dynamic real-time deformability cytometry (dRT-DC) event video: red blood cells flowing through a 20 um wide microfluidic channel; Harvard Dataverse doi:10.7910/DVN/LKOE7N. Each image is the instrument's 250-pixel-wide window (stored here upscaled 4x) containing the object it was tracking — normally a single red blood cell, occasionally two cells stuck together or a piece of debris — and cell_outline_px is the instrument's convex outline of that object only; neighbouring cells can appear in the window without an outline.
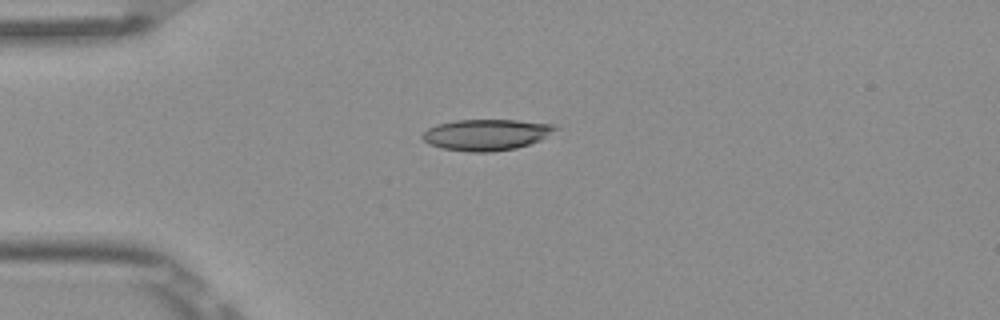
{"species": "Egyptian fruit bat (a non-hibernating species)", "species_latin": "Rousettus aegyptiacus", "temperature_condition": "room temperature", "stored_images_in_passage": 4, "camera_frame_rate_fps": 3000, "um_per_image_px": 0.085, "frame": {"image": 1, "passage_image": 4, "time_ms": 1.0, "image_size_px": [1000, 320], "cell_outline_px": [[556, 128], [540, 140], [516, 148], [488, 152], [468, 152], [440, 148], [428, 144], [420, 136], [428, 128], [436, 124], [456, 120], [516, 120], [556, 124]], "centroid_in_image_um": [41.28, 11.45], "position_along_channel_um": 43.7, "area_um2": 24.04}}